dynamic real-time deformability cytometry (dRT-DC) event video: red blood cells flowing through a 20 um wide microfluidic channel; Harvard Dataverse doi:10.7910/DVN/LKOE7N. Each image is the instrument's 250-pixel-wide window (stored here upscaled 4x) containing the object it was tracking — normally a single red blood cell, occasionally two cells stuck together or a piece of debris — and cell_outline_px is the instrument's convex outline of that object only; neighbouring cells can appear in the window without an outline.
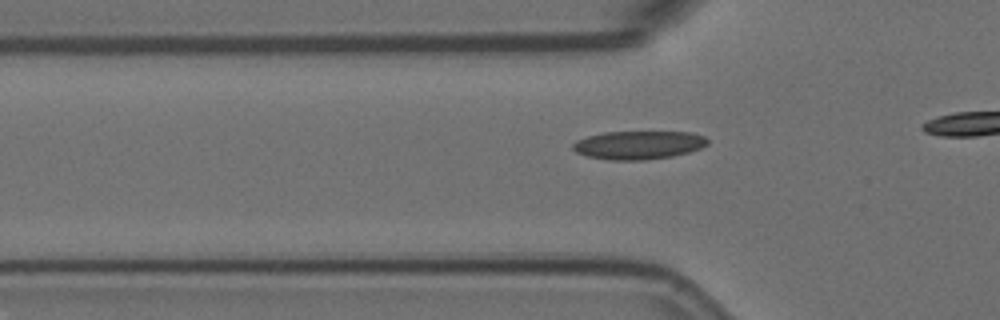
{"species": "Egyptian fruit bat (a non-hibernating species)", "species_latin": "Rousettus aegyptiacus", "temperature_condition": "room temperature", "stored_images_in_passage": 18, "camera_frame_rate_fps": 3000, "um_per_image_px": 0.085, "animal": {"sex": "female"}, "frame": {"image": 1, "passage_image": 12, "time_ms": 3.667, "image_size_px": [1000, 320], "cell_outline_px": [[708, 144], [700, 148], [688, 152], [672, 156], [644, 160], [608, 160], [588, 156], [576, 152], [572, 148], [572, 144], [576, 140], [588, 136], [604, 132], [692, 132], [704, 136], [708, 140]], "centroid_in_image_um": [54.26, 12.32], "position_along_channel_um": 71.5, "area_um2": 22.25}}
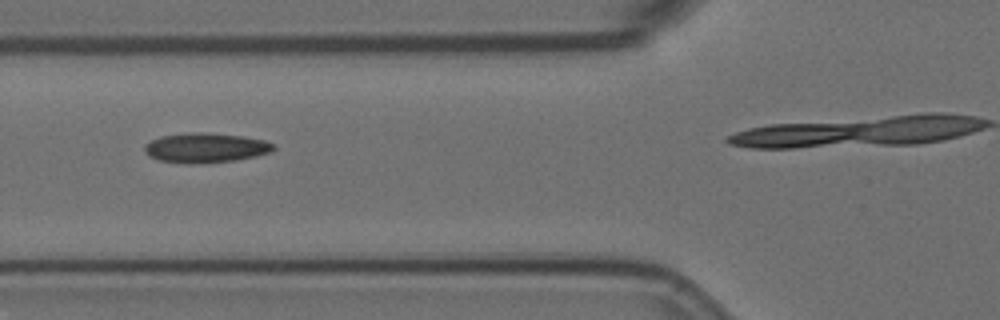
{"frame": {"image": 2, "passage_image": 15, "time_ms": 4.667, "image_size_px": [1000, 320], "cell_outline_px": [[276, 148], [272, 152], [232, 160], [188, 164], [160, 160], [148, 156], [144, 152], [144, 144], [160, 136], [188, 132], [208, 132], [244, 136], [264, 140], [276, 144]], "centroid_in_image_um": [17.46, 12.54], "position_along_channel_um": 108.3, "area_um2": 22.37}}